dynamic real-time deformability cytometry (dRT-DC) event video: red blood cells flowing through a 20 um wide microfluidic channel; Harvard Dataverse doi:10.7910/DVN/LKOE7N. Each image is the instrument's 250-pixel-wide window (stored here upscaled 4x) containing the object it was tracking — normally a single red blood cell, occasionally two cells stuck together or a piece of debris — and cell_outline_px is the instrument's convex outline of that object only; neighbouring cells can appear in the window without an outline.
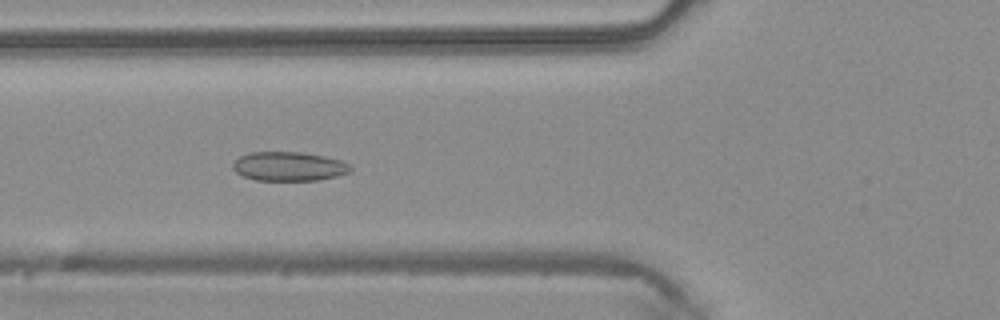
{"species": "common noctule bat (a hibernating species)", "species_latin": "Nyctalus noctula", "temperature_condition": "warm", "stored_images_in_passage": 43, "camera_frame_rate_fps": 3000, "um_per_image_px": 0.085, "animal": {"sex": "male", "body_mass_g": 20.4}, "frame": {"image": 1, "passage_image": 16, "time_ms": 5.0, "image_size_px": [1000, 320], "cell_outline_px": [[352, 172], [336, 176], [316, 180], [256, 180], [244, 176], [236, 172], [232, 168], [232, 164], [240, 156], [248, 152], [300, 152], [324, 156], [340, 160], [348, 164], [352, 168]], "centroid_in_image_um": [24.55, 14.14], "position_along_channel_um": 101.3, "area_um2": 19.88}}
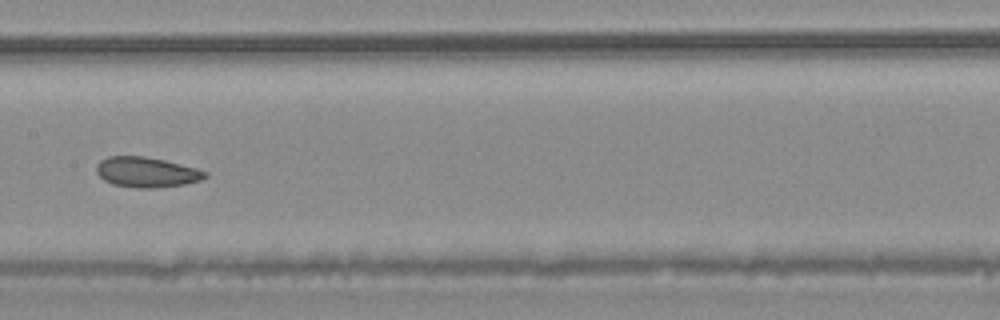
{"frame": {"image": 2, "passage_image": 22, "time_ms": 7.0, "image_size_px": [1000, 320], "cell_outline_px": [[208, 176], [200, 180], [184, 184], [156, 188], [136, 188], [112, 184], [104, 180], [96, 172], [96, 164], [100, 160], [108, 156], [144, 156], [164, 160], [196, 168], [208, 172]], "centroid_in_image_um": [12.44, 14.63], "position_along_channel_um": 195.0, "area_um2": 19.19}}
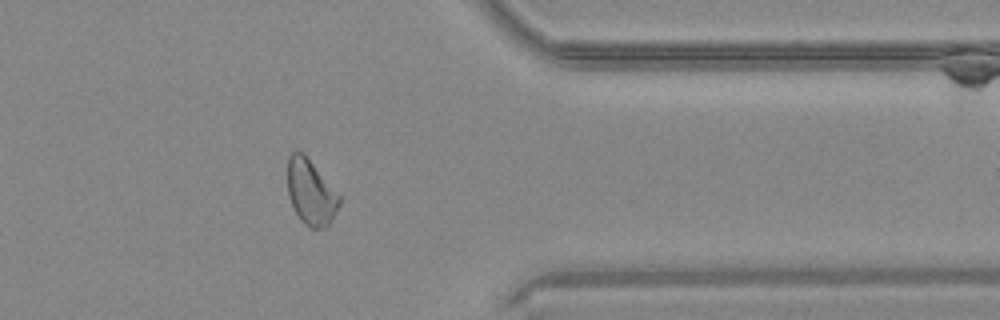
{"frame": {"image": 3, "passage_image": 35, "time_ms": 11.333, "image_size_px": [1000, 320], "cell_outline_px": [[340, 204], [332, 220], [324, 228], [308, 228], [300, 220], [288, 196], [288, 156], [292, 152], [304, 152], [340, 196]], "centroid_in_image_um": [26.41, 16.35], "position_along_channel_um": 385.0, "area_um2": 19.65}}